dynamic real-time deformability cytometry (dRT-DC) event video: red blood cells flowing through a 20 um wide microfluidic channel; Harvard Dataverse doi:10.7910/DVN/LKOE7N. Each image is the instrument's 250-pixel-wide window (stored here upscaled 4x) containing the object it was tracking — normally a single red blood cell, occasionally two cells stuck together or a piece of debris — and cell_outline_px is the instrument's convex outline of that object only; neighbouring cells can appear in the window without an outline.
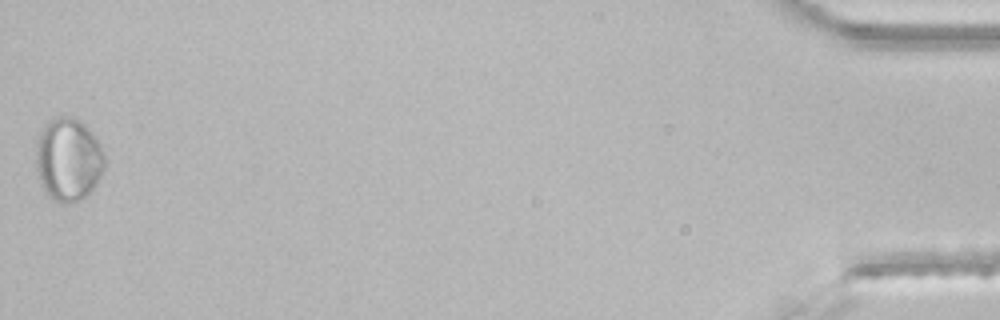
{"species": "common noctule bat (a hibernating species)", "species_latin": "Nyctalus noctula", "temperature_condition": "room temperature", "stored_images_in_passage": 46, "segment_of_instrument_passage": [2, 2], "camera_frame_rate_fps": 3000, "um_per_image_px": 0.085, "animal": {"sex": "male", "body_mass_g": 21.5, "forearm_length_mm": 52.0}, "frame": {"image": 1, "passage_image": 46, "time_ms": 15.0, "image_size_px": [1000, 320], "cell_outline_px": [[108, 160], [96, 184], [84, 196], [68, 204], [64, 204], [48, 196], [40, 180], [36, 168], [36, 144], [48, 120], [60, 116], [68, 116], [80, 120], [92, 132], [100, 144]], "centroid_in_image_um": [5.83, 13.54], "position_along_channel_um": 429.4, "area_um2": 33.12}}